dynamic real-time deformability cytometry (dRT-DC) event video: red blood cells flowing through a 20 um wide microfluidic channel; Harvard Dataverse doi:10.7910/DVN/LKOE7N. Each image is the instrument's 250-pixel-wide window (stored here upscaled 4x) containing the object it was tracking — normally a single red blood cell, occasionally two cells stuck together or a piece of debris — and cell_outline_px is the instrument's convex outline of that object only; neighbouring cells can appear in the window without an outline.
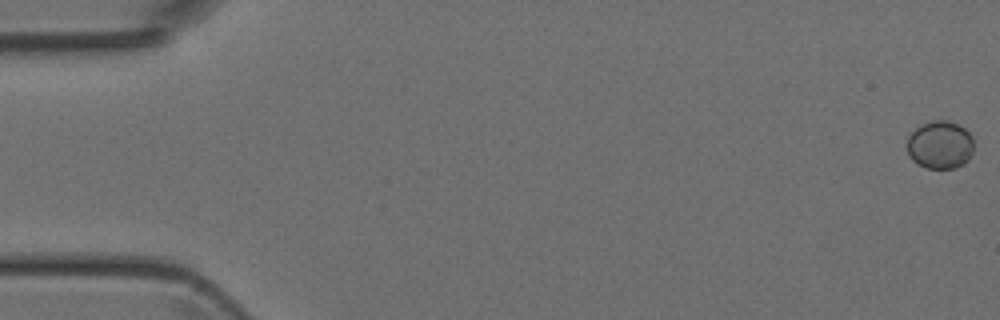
{"species": "Egyptian fruit bat (a non-hibernating species)", "species_latin": "Rousettus aegyptiacus", "temperature_condition": "room temperature", "stored_images_in_passage": 16, "camera_frame_rate_fps": 3000, "um_per_image_px": 0.085, "animal": {"sex": "female"}, "frame": {"image": 1, "passage_image": 1, "time_ms": 0.0, "image_size_px": [1000, 320], "cell_outline_px": [[972, 152], [968, 160], [964, 164], [956, 168], [928, 168], [916, 164], [908, 156], [908, 136], [920, 124], [932, 120], [948, 120], [960, 124], [972, 136]], "centroid_in_image_um": [79.9, 12.3], "position_along_channel_um": 5.1, "area_um2": 18.84}}
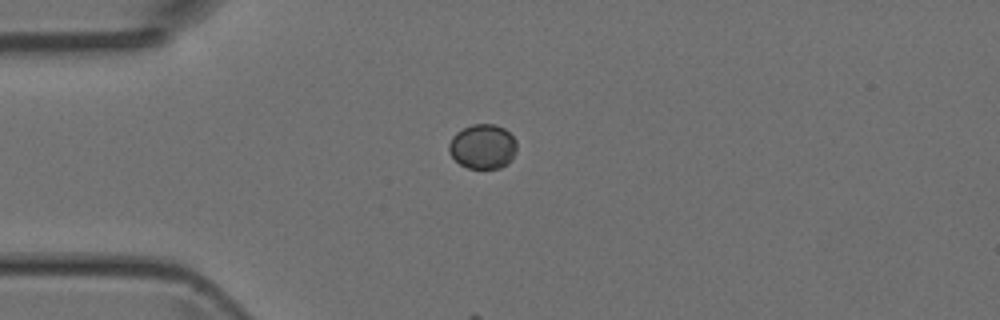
{"frame": {"image": 2, "passage_image": 13, "time_ms": 4.0, "image_size_px": [1000, 320], "cell_outline_px": [[516, 152], [500, 168], [468, 168], [460, 164], [448, 152], [448, 144], [452, 136], [456, 132], [472, 124], [496, 124], [504, 128], [516, 140]], "centroid_in_image_um": [41.0, 12.43], "position_along_channel_um": 44.0, "area_um2": 17.51}}